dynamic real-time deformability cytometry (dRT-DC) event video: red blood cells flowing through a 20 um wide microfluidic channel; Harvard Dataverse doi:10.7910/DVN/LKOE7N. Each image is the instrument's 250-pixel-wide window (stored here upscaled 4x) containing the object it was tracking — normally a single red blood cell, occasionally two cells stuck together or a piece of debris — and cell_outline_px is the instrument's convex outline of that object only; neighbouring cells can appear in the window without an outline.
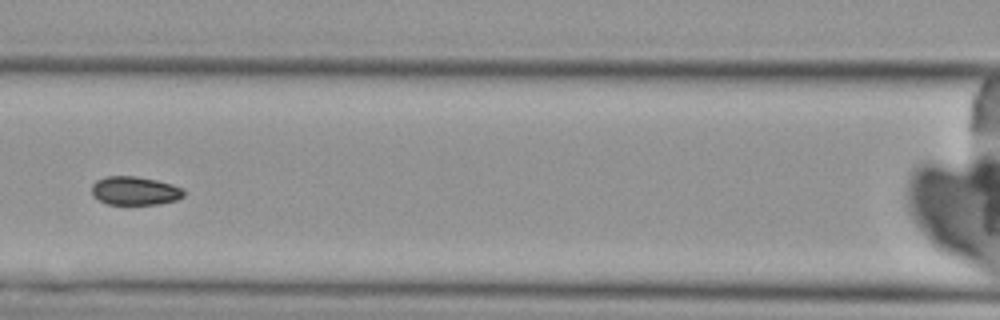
{"species": "Egyptian fruit bat (a non-hibernating species)", "species_latin": "Rousettus aegyptiacus", "temperature_condition": "cold", "stored_images_in_passage": 5, "camera_frame_rate_fps": 3000, "um_per_image_px": 0.085, "animal": {"sex": "female"}, "frame": {"image": 1, "passage_image": 5, "time_ms": 4.667, "image_size_px": [1000, 320], "cell_outline_px": [[184, 196], [176, 200], [156, 204], [108, 204], [92, 196], [92, 184], [96, 180], [104, 176], [136, 176], [156, 180], [172, 184], [180, 188], [184, 192]], "centroid_in_image_um": [11.43, 16.2], "position_along_channel_um": 155.2, "area_um2": 15.26}}